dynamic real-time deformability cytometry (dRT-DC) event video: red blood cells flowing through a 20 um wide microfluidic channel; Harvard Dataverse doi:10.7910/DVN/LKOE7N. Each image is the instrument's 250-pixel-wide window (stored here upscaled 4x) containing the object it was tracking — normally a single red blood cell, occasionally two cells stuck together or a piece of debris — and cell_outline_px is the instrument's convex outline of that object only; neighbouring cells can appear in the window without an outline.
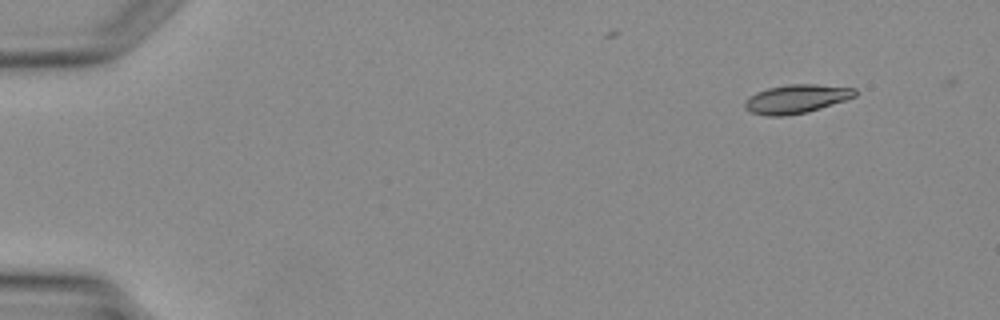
{"species": "Egyptian fruit bat (a non-hibernating species)", "species_latin": "Rousettus aegyptiacus", "temperature_condition": "warm", "stored_images_in_passage": 3, "camera_frame_rate_fps": 3000, "um_per_image_px": 0.085, "animal": {"sex": "female"}, "frame": {"image": 1, "passage_image": 1, "time_ms": 0.0, "image_size_px": [1000, 320], "cell_outline_px": [[856, 96], [808, 112], [784, 116], [768, 116], [752, 112], [744, 108], [744, 100], [756, 92], [768, 88], [788, 84], [816, 84], [856, 88]], "centroid_in_image_um": [67.67, 8.4], "position_along_channel_um": 17.3, "area_um2": 18.38}}